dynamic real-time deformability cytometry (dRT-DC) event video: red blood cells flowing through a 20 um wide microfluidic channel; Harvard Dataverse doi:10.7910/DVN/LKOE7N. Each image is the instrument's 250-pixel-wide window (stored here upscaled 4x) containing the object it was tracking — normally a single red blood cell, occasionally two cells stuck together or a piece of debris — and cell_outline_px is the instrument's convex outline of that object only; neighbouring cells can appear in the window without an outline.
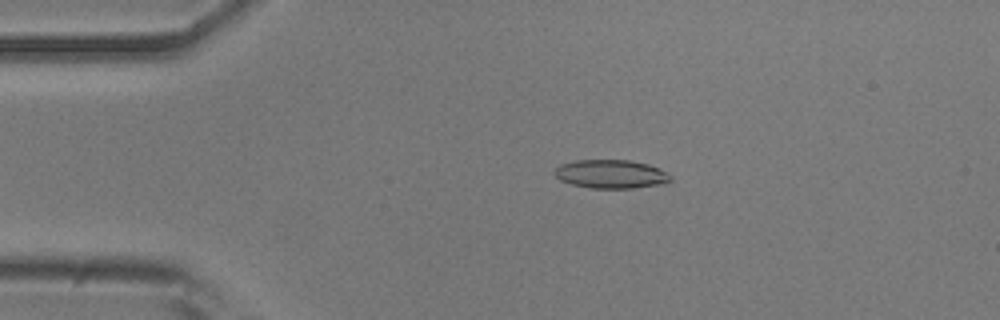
{"species": "common noctule bat (a hibernating species)", "species_latin": "Nyctalus noctula", "temperature_condition": "room temperature", "stored_images_in_passage": 53, "camera_frame_rate_fps": 3000, "um_per_image_px": 0.085, "animal": {"sex": "male", "body_mass_g": 20.5, "forearm_length_mm": 52.5}, "frame": {"image": 1, "passage_image": 11, "time_ms": 3.333, "image_size_px": [1000, 320], "cell_outline_px": [[672, 180], [656, 184], [632, 188], [592, 188], [572, 184], [560, 180], [552, 172], [560, 164], [576, 160], [628, 160], [648, 164], [672, 176]], "centroid_in_image_um": [51.86, 14.79], "position_along_channel_um": 33.1, "area_um2": 19.02}}
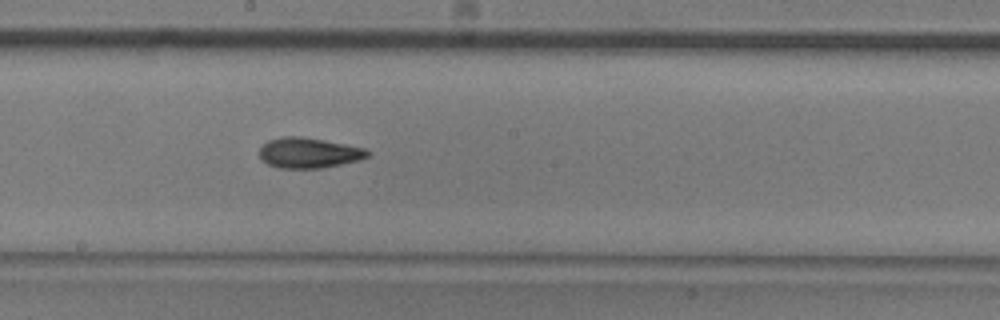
{"frame": {"image": 2, "passage_image": 29, "time_ms": 9.333, "image_size_px": [1000, 320], "cell_outline_px": [[372, 152], [368, 156], [360, 160], [320, 168], [280, 168], [268, 164], [260, 160], [260, 148], [268, 140], [280, 136], [300, 136], [324, 140], [364, 148]], "centroid_in_image_um": [26.23, 12.99], "position_along_channel_um": 222.0, "area_um2": 19.13}}
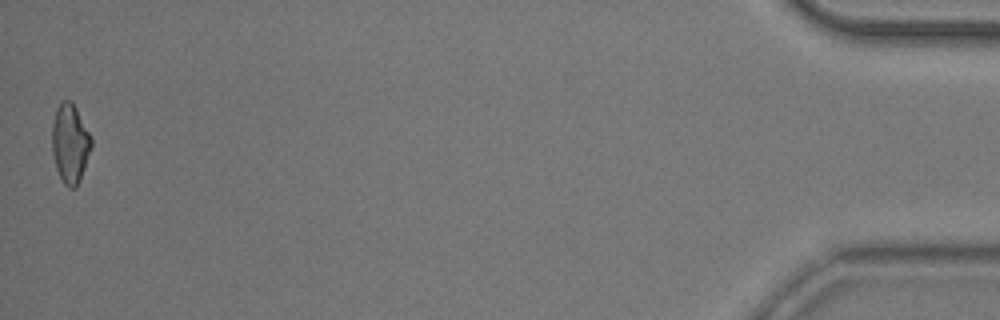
{"frame": {"image": 3, "passage_image": 53, "time_ms": 17.333, "image_size_px": [1000, 320], "cell_outline_px": [[92, 144], [76, 188], [68, 188], [64, 184], [56, 168], [52, 152], [52, 124], [56, 108], [60, 100], [72, 100], [92, 140]], "centroid_in_image_um": [5.92, 12.16], "position_along_channel_um": 429.3, "area_um2": 17.86}, "authors_computed_cell_mechanics": {"area_um2": 18.6694, "velocity_mm_per_s": 3.7957, "shape_relaxation_time_tau1_ms": 6.9665, "shape_relaxation_time_tau2_ms": 2.2332, "deformation_change_tau1": 0.1799, "deformation_change_tau2": 0.0938}}